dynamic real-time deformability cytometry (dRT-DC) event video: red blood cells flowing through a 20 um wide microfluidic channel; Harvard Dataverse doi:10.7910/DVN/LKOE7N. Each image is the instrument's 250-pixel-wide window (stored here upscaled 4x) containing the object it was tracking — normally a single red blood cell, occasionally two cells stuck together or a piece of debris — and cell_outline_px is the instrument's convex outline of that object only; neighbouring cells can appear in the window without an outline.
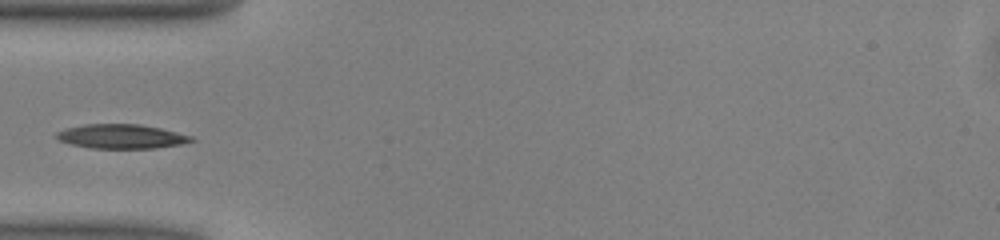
{"species": "common noctule bat (a hibernating species)", "species_latin": "Nyctalus noctula", "temperature_condition": "warm", "stored_images_in_passage": 35, "camera_frame_rate_fps": 3000, "um_per_image_px": 0.085, "animal": {"sex": "male", "body_mass_g": 13.0, "forearm_length_mm": 53.1}, "frame": {"image": 1, "passage_image": 1, "time_ms": 0.0, "image_size_px": [1000, 240], "cell_outline_px": [[196, 140], [180, 144], [156, 148], [92, 148], [72, 144], [60, 140], [56, 136], [56, 132], [68, 128], [84, 124], [140, 124], [160, 128], [192, 136]], "centroid_in_image_um": [10.34, 11.59], "position_along_channel_um": 74.7, "area_um2": 18.84}}
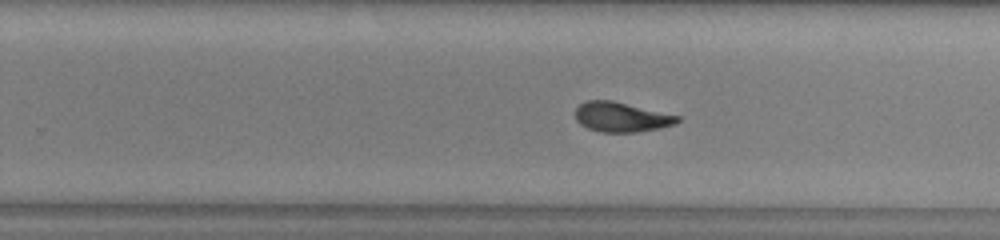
{"frame": {"image": 2, "passage_image": 16, "time_ms": 5.0, "image_size_px": [1000, 240], "cell_outline_px": [[680, 120], [676, 124], [660, 128], [636, 132], [600, 132], [588, 128], [580, 124], [576, 120], [576, 108], [584, 100], [612, 100], [680, 116]], "centroid_in_image_um": [52.81, 9.94], "position_along_channel_um": 277.0, "area_um2": 17.74}}
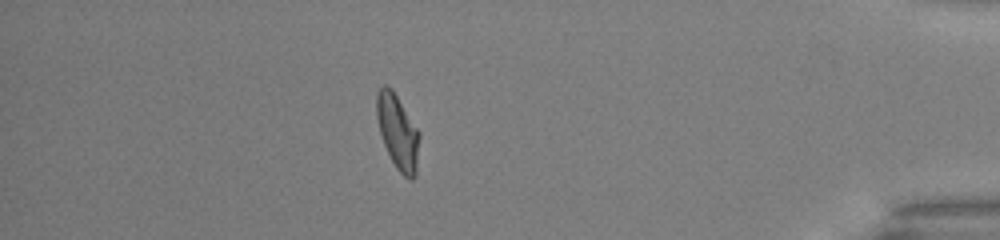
{"frame": {"image": 3, "passage_image": 29, "time_ms": 9.333, "image_size_px": [1000, 240], "cell_outline_px": [[420, 136], [416, 176], [412, 180], [408, 180], [396, 168], [384, 144], [380, 132], [376, 116], [376, 92], [384, 84], [388, 84], [392, 88], [420, 132]], "centroid_in_image_um": [33.81, 11.2], "position_along_channel_um": 401.4, "area_um2": 18.79}}